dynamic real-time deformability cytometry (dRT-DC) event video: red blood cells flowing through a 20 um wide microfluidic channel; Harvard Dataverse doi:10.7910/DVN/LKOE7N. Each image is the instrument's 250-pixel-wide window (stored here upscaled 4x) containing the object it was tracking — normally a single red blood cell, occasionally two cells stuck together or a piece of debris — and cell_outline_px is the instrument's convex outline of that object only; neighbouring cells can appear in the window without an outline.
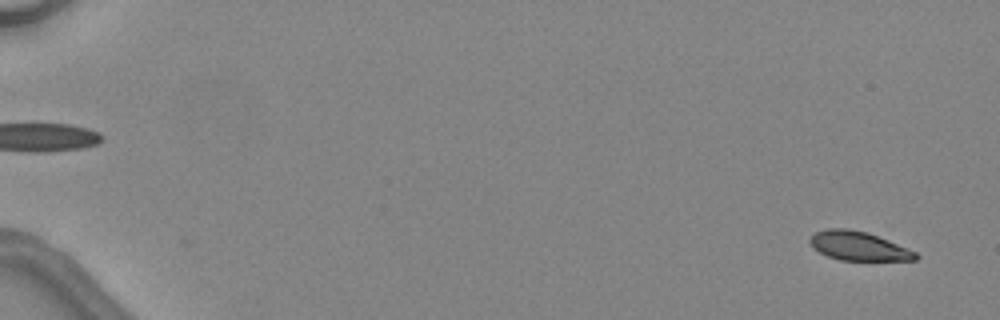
{"species": "common noctule bat (a hibernating species)", "species_latin": "Nyctalus noctula", "temperature_condition": "warm", "stored_images_in_passage": 5, "camera_frame_rate_fps": 3000, "um_per_image_px": 0.085, "animal": {"sex": "female", "body_mass_g": 24.6, "forearm_length_mm": 56.2}, "frame": {"image": 1, "passage_image": 1, "time_ms": 0.0, "image_size_px": [1000, 320], "cell_outline_px": [[920, 256], [916, 260], [840, 260], [828, 256], [812, 248], [808, 240], [816, 232], [828, 228], [848, 228], [868, 232], [888, 240], [916, 252]], "centroid_in_image_um": [72.96, 20.9], "position_along_channel_um": 12.0, "area_um2": 17.8}}
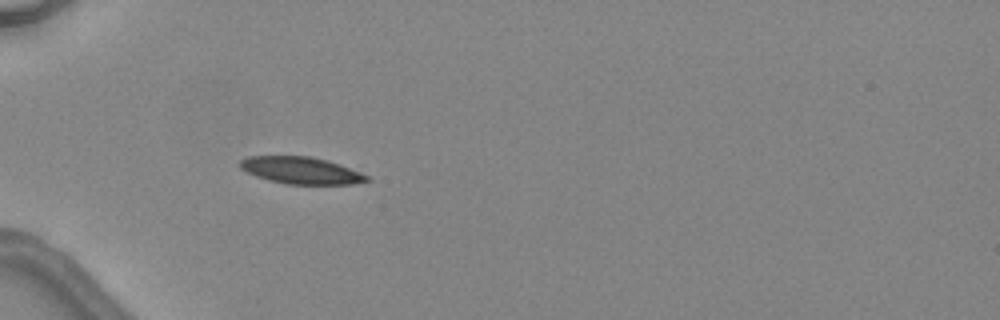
{"frame": {"image": 2, "passage_image": 5, "time_ms": 5.0, "image_size_px": [1000, 320], "cell_outline_px": [[372, 180], [352, 184], [288, 184], [268, 180], [256, 176], [240, 168], [240, 160], [248, 156], [312, 156], [328, 160], [360, 172], [368, 176]], "centroid_in_image_um": [25.6, 14.48], "position_along_channel_um": 59.4, "area_um2": 19.88}}